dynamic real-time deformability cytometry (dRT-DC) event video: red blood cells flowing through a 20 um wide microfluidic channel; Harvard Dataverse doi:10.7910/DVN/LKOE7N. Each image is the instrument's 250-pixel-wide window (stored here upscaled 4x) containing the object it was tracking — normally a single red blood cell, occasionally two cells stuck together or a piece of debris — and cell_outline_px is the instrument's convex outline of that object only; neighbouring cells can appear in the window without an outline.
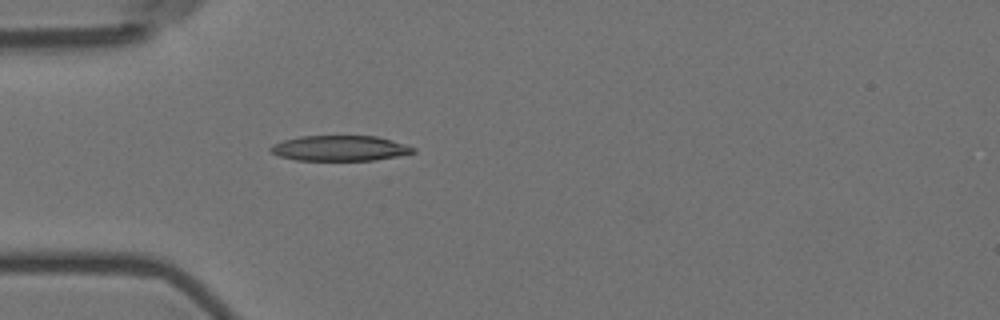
{"species": "Egyptian fruit bat (a non-hibernating species)", "species_latin": "Rousettus aegyptiacus", "temperature_condition": "room temperature", "stored_images_in_passage": 4, "camera_frame_rate_fps": 3000, "um_per_image_px": 0.085, "animal": {"sex": "female"}, "frame": {"image": 1, "passage_image": 4, "time_ms": 1.0, "image_size_px": [1000, 320], "cell_outline_px": [[416, 152], [376, 160], [296, 160], [280, 156], [272, 152], [268, 148], [272, 144], [284, 140], [300, 136], [376, 136], [404, 144], [416, 148]], "centroid_in_image_um": [28.87, 12.6], "position_along_channel_um": 56.1, "area_um2": 20.92}}